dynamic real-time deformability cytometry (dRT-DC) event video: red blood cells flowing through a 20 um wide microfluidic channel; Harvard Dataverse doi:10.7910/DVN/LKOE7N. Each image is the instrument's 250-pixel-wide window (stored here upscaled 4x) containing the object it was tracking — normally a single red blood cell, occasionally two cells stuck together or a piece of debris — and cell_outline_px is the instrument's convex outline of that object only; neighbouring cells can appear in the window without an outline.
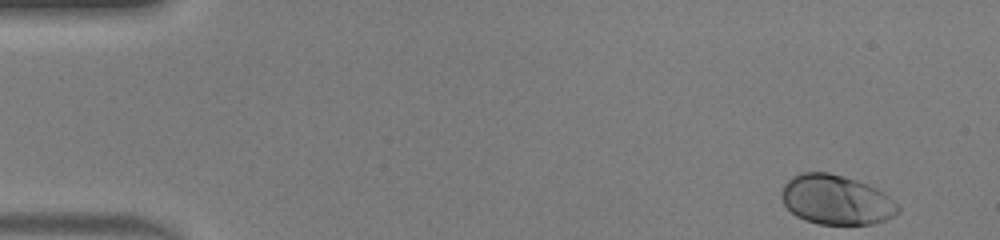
{"species": "human", "species_latin": "Homo sapiens", "temperature_condition": "warm", "stored_images_in_passage": 48, "camera_frame_rate_fps": 3000, "um_per_image_px": 0.085, "donor": {"sex": "male"}, "frame": {"image": 1, "passage_image": 1, "time_ms": 0.0, "image_size_px": [1000, 240], "cell_outline_px": [[900, 212], [884, 220], [872, 224], [820, 224], [804, 220], [796, 216], [784, 204], [780, 196], [780, 192], [784, 184], [792, 176], [800, 172], [828, 172], [844, 176], [868, 184], [884, 192], [900, 208]], "centroid_in_image_um": [71.05, 16.97], "position_along_channel_um": 14.0, "area_um2": 33.76}}
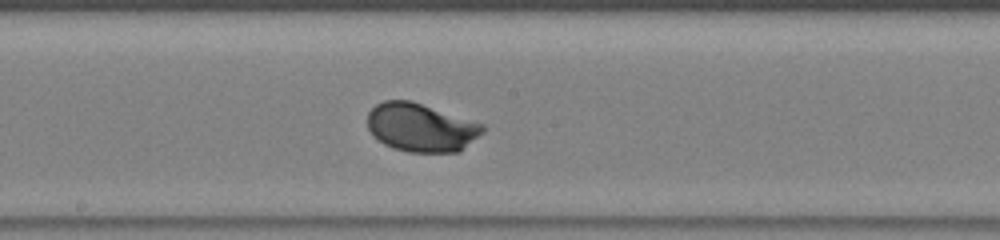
{"frame": {"image": 2, "passage_image": 25, "time_ms": 8.0, "image_size_px": [1000, 240], "cell_outline_px": [[484, 132], [460, 152], [408, 152], [392, 148], [384, 144], [368, 128], [368, 112], [376, 104], [384, 100], [412, 100], [484, 124]], "centroid_in_image_um": [35.81, 10.83], "position_along_channel_um": 212.4, "area_um2": 32.6}}
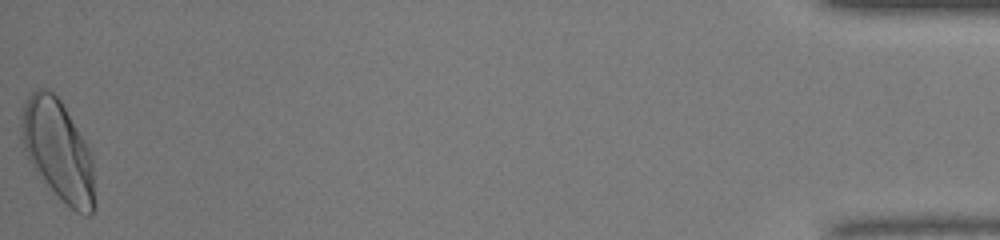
{"frame": {"image": 3, "passage_image": 48, "time_ms": 15.667, "image_size_px": [1000, 240], "cell_outline_px": [[96, 208], [88, 216], [76, 212], [48, 184], [28, 156], [20, 140], [20, 120], [24, 100], [36, 88], [48, 88], [60, 100], [92, 152], [96, 204]], "centroid_in_image_um": [4.96, 12.74], "position_along_channel_um": 430.2, "area_um2": 42.6}, "authors_computed_cell_mechanics": {"area_um2": 32.3969, "velocity_mm_per_s": 4.1047, "shape_relaxation_time_tau1_ms": 2.3835, "shape_relaxation_time_tau2_ms": null, "deformation_change_tau1": 0.1482, "deformation_change_tau2": null}}